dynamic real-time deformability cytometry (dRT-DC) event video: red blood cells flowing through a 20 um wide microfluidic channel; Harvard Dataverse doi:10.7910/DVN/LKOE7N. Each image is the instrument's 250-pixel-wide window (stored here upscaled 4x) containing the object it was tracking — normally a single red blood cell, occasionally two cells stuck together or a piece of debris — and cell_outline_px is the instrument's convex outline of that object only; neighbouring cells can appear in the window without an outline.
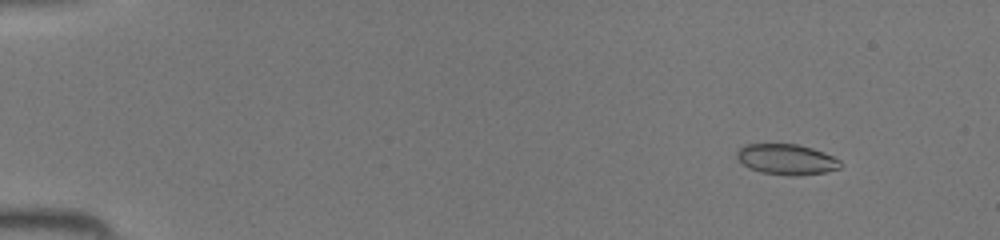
{"species": "common noctule bat (a hibernating species)", "species_latin": "Nyctalus noctula", "temperature_condition": "room temperature", "stored_images_in_passage": 46, "camera_frame_rate_fps": 3000, "um_per_image_px": 0.085, "animal": {"sex": "female", "body_mass_g": 19.5, "forearm_length_mm": 54.1}, "frame": {"image": 1, "passage_image": 5, "time_ms": 1.333, "image_size_px": [1000, 240], "cell_outline_px": [[840, 168], [824, 172], [796, 176], [792, 176], [760, 172], [744, 164], [736, 156], [736, 152], [744, 144], [796, 144], [812, 148], [824, 152], [840, 160]], "centroid_in_image_um": [66.86, 13.54], "position_along_channel_um": 18.1, "area_um2": 18.26}}
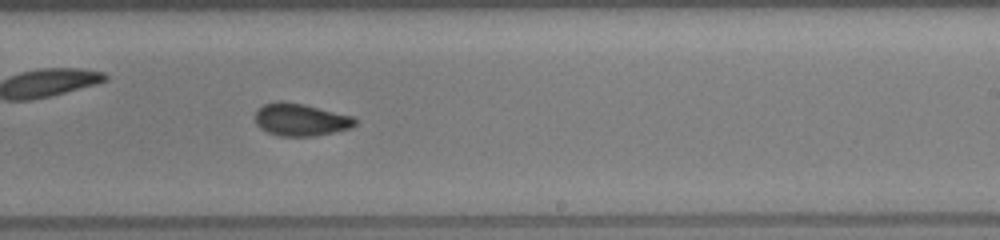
{"frame": {"image": 2, "passage_image": 29, "time_ms": 9.333, "image_size_px": [1000, 240], "cell_outline_px": [[356, 124], [352, 128], [316, 136], [280, 136], [268, 132], [260, 128], [256, 124], [256, 108], [264, 104], [276, 100], [280, 100], [304, 104], [356, 116]], "centroid_in_image_um": [25.58, 10.16], "position_along_channel_um": 263.4, "area_um2": 19.25}}
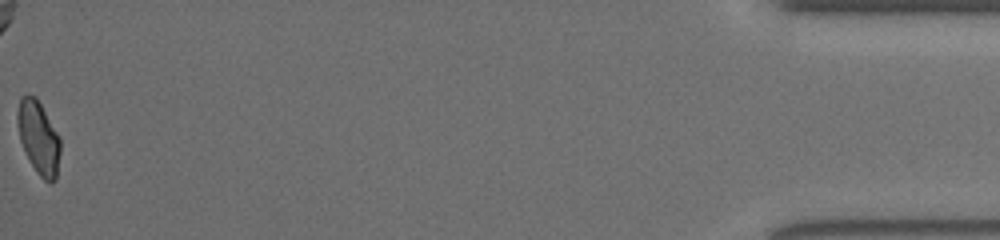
{"frame": {"image": 3, "passage_image": 46, "time_ms": 15.0, "image_size_px": [1000, 240], "cell_outline_px": [[60, 152], [56, 180], [52, 184], [48, 184], [36, 172], [20, 140], [16, 120], [16, 116], [20, 96], [28, 92], [36, 96], [60, 136]], "centroid_in_image_um": [3.28, 11.66], "position_along_channel_um": 431.9, "area_um2": 18.55}}